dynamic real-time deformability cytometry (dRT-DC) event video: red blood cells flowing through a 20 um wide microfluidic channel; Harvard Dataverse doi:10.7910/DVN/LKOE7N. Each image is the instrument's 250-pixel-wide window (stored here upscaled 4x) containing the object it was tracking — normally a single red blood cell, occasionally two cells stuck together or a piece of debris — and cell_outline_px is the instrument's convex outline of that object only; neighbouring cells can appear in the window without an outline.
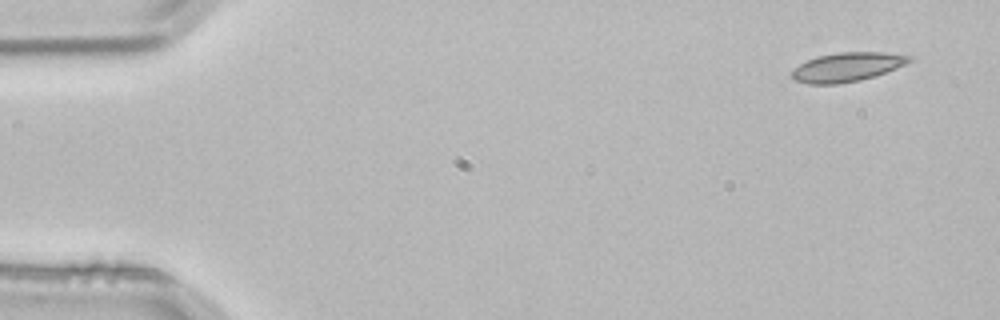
{"species": "common noctule bat (a hibernating species)", "species_latin": "Nyctalus noctula", "temperature_condition": "room temperature", "stored_images_in_passage": 3, "camera_frame_rate_fps": 3000, "um_per_image_px": 0.085, "animal": {"sex": "male", "body_mass_g": 21.5, "forearm_length_mm": 52.0}, "frame": {"image": 1, "passage_image": 1, "time_ms": 0.0, "image_size_px": [1000, 320], "cell_outline_px": [[916, 56], [912, 60], [896, 68], [876, 76], [860, 80], [840, 84], [808, 84], [796, 80], [792, 76], [792, 68], [816, 56], [840, 52], [884, 52]], "centroid_in_image_um": [72.03, 5.69], "position_along_channel_um": 13.0, "area_um2": 20.0}}